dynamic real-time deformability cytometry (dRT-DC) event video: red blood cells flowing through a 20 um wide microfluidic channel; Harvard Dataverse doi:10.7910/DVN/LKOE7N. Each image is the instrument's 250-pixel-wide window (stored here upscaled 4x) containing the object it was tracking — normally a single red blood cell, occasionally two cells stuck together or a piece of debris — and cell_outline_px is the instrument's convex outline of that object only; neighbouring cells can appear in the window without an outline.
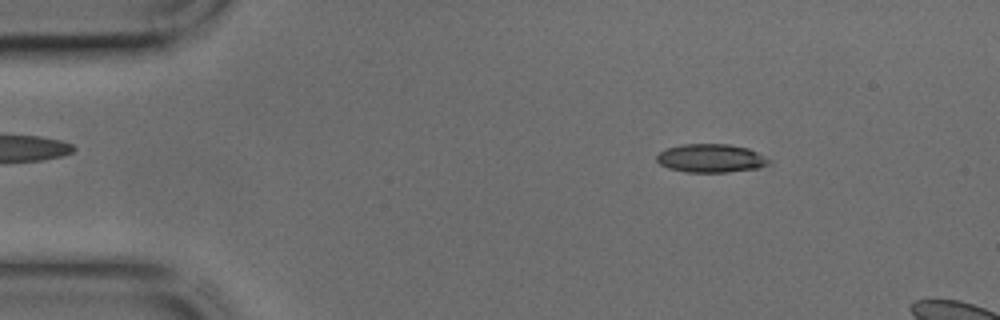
{"species": "common noctule bat (a hibernating species)", "species_latin": "Nyctalus noctula", "temperature_condition": "cold", "stored_images_in_passage": 9, "camera_frame_rate_fps": 3000, "um_per_image_px": 0.085, "animal": {"sex": "male", "body_mass_g": 17.9, "forearm_length_mm": 54.2}, "frame": {"image": 1, "passage_image": 5, "time_ms": 1.333, "image_size_px": [1000, 320], "cell_outline_px": [[772, 164], [760, 168], [728, 172], [684, 172], [668, 168], [660, 164], [656, 160], [656, 156], [660, 152], [668, 148], [684, 144], [728, 144], [748, 148], [772, 160]], "centroid_in_image_um": [60.47, 13.46], "position_along_channel_um": 24.5, "area_um2": 18.73}}